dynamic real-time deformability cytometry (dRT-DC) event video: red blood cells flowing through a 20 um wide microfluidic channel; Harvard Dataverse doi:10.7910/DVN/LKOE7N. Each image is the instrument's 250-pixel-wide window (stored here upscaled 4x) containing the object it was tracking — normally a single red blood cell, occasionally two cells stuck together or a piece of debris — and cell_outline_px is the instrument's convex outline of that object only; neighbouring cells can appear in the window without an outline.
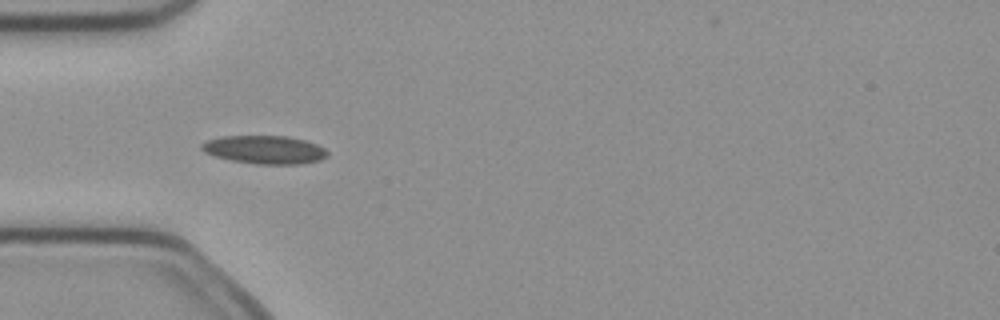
{"species": "common noctule bat (a hibernating species)", "species_latin": "Nyctalus noctula", "temperature_condition": "cold", "stored_images_in_passage": 2, "camera_frame_rate_fps": 3000, "um_per_image_px": 0.085, "animal": {"sex": "female", "body_mass_g": 21.9}, "frame": {"image": 1, "passage_image": 1, "time_ms": 0.0, "image_size_px": [1000, 320], "cell_outline_px": [[328, 156], [320, 160], [300, 164], [256, 164], [232, 160], [216, 156], [204, 152], [200, 148], [200, 144], [208, 140], [220, 136], [288, 136], [304, 140], [316, 144], [324, 148], [328, 152]], "centroid_in_image_um": [22.5, 12.72], "position_along_channel_um": 62.5, "area_um2": 20.69}}